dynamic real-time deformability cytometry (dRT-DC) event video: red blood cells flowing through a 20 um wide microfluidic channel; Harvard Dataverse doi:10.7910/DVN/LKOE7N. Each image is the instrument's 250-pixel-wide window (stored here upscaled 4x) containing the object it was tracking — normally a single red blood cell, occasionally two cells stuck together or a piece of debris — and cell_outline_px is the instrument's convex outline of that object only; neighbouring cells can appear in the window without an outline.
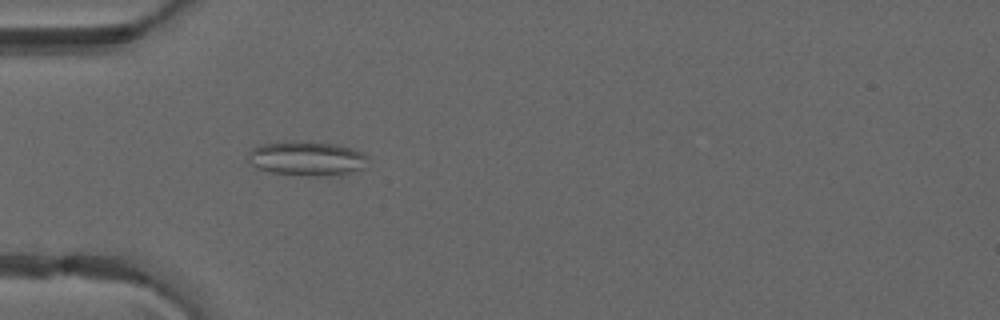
{"species": "common noctule bat (a hibernating species)", "species_latin": "Nyctalus noctula", "temperature_condition": "warm", "stored_images_in_passage": 35, "camera_frame_rate_fps": 3000, "um_per_image_px": 0.085, "animal": {"sex": "male", "forearm_length_mm": 52.5}, "frame": {"image": 1, "passage_image": 1, "time_ms": 0.0, "image_size_px": [1000, 320], "cell_outline_px": [[368, 156], [364, 168], [348, 172], [324, 176], [308, 176], [272, 172], [256, 168], [248, 160], [248, 152], [252, 148], [260, 144], [288, 140], [308, 140], [332, 144], [352, 148]], "centroid_in_image_um": [26.02, 13.44], "position_along_channel_um": 59.0, "area_um2": 24.22}}
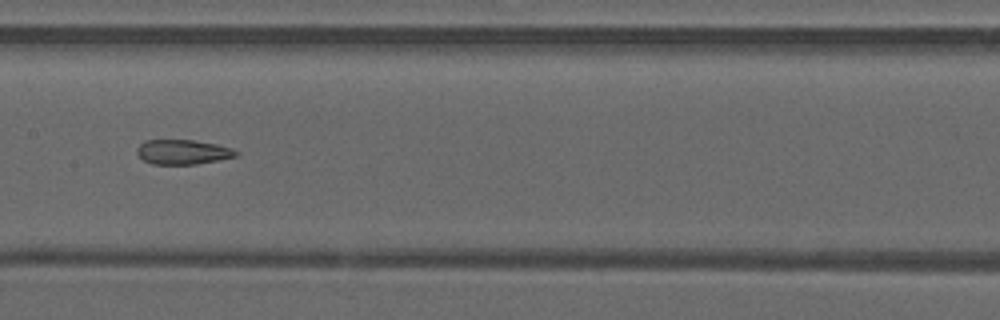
{"frame": {"image": 2, "passage_image": 11, "time_ms": 3.333, "image_size_px": [1000, 320], "cell_outline_px": [[240, 152], [236, 156], [220, 160], [196, 164], [152, 164], [144, 160], [136, 152], [136, 148], [144, 140], [192, 140], [216, 144], [232, 148]], "centroid_in_image_um": [15.55, 12.92], "position_along_channel_um": 191.9, "area_um2": 14.28}}
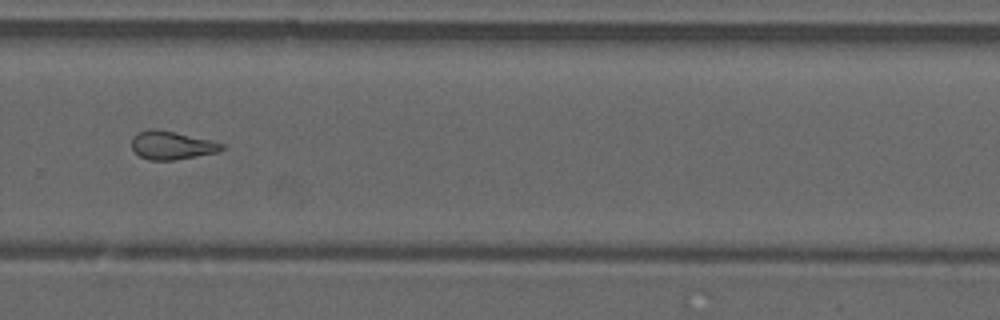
{"frame": {"image": 3, "passage_image": 20, "time_ms": 6.333, "image_size_px": [1000, 320], "cell_outline_px": [[224, 148], [216, 152], [172, 160], [148, 160], [140, 156], [132, 148], [132, 136], [148, 128], [156, 128], [212, 140], [224, 144]], "centroid_in_image_um": [14.57, 12.33], "position_along_channel_um": 315.2, "area_um2": 14.74}, "authors_computed_cell_mechanics": {"area_um2": 15.0858, "velocity_mm_per_s": 4.1236, "shape_relaxation_time_tau1_ms": null, "shape_relaxation_time_tau2_ms": 1.9481, "deformation_change_tau1": null, "deformation_change_tau2": 0.0995}}